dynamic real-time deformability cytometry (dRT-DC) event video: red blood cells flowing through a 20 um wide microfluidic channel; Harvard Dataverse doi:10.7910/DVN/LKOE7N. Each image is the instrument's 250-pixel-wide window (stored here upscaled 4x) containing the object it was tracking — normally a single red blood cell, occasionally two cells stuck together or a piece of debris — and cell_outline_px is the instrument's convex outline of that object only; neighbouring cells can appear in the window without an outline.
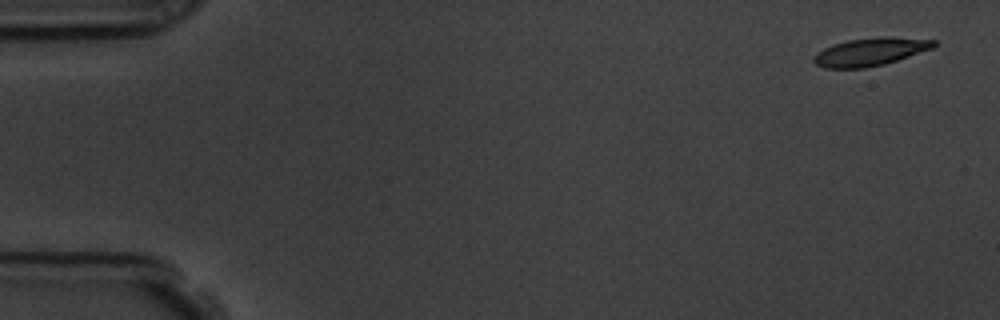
{"species": "common noctule bat (a hibernating species)", "species_latin": "Nyctalus noctula", "temperature_condition": "room temperature", "stored_images_in_passage": 9, "camera_frame_rate_fps": 3000, "um_per_image_px": 0.085, "animal": {"sex": "male", "body_mass_g": 19.5, "forearm_length_mm": 54.6}, "frame": {"image": 1, "passage_image": 1, "time_ms": 0.0, "image_size_px": [1000, 320], "cell_outline_px": [[936, 44], [932, 48], [884, 64], [864, 68], [824, 68], [816, 64], [812, 60], [812, 56], [824, 48], [832, 44], [848, 40], [880, 36], [892, 36], [936, 40]], "centroid_in_image_um": [73.94, 4.39], "position_along_channel_um": 11.1, "area_um2": 19.54}}